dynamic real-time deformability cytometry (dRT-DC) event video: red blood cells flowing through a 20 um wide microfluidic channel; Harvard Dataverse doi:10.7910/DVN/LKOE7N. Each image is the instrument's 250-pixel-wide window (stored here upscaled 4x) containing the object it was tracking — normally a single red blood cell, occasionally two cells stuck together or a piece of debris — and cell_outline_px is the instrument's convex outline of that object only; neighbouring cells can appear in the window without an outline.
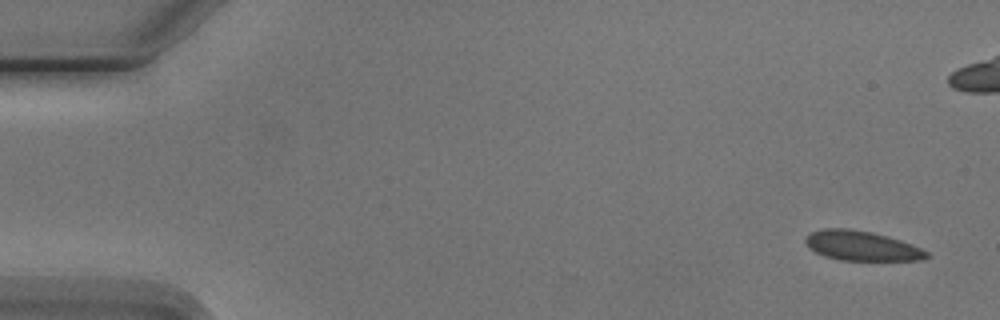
{"species": "Egyptian fruit bat (a non-hibernating species)", "species_latin": "Rousettus aegyptiacus", "temperature_condition": "cold", "stored_images_in_passage": 11, "camera_frame_rate_fps": 3000, "um_per_image_px": 0.085, "animal": {"sex": "male"}, "frame": {"image": 1, "passage_image": 1, "time_ms": 0.0, "image_size_px": [1000, 320], "cell_outline_px": [[928, 256], [924, 260], [840, 260], [824, 256], [808, 248], [804, 240], [804, 236], [812, 232], [824, 228], [848, 228], [872, 232], [900, 240], [912, 244], [928, 252]], "centroid_in_image_um": [73.2, 20.89], "position_along_channel_um": 11.8, "area_um2": 20.98}}
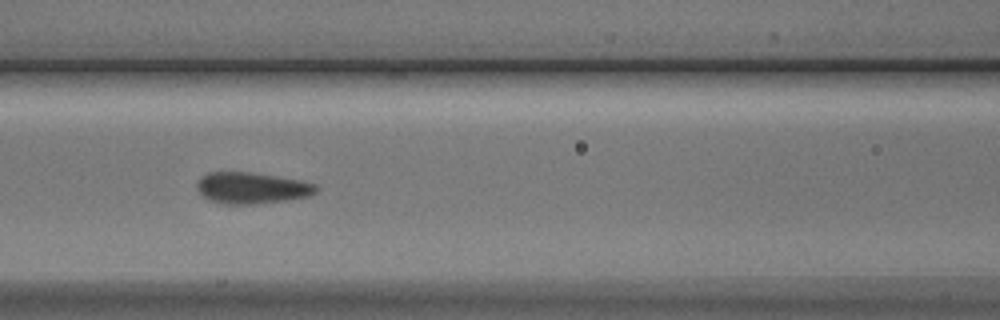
{"frame": {"image": 2, "passage_image": 7, "time_ms": 7.0, "image_size_px": [1000, 320], "cell_outline_px": [[320, 188], [316, 192], [308, 196], [292, 200], [256, 204], [224, 204], [212, 200], [204, 196], [200, 192], [196, 184], [200, 176], [208, 172], [248, 172], [276, 176], [300, 180], [316, 184]], "centroid_in_image_um": [21.44, 15.98], "position_along_channel_um": 145.2, "area_um2": 21.85}}
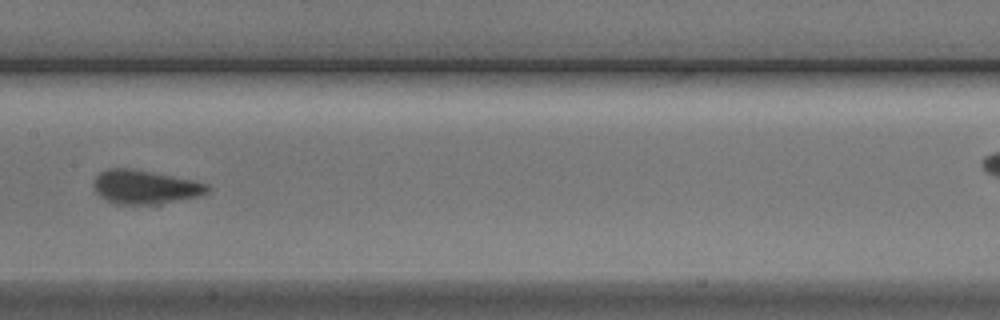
{"frame": {"image": 3, "passage_image": 8, "time_ms": 8.333, "image_size_px": [1000, 320], "cell_outline_px": [[212, 188], [208, 192], [200, 196], [160, 204], [116, 204], [100, 196], [96, 192], [96, 176], [100, 172], [108, 168], [132, 168], [196, 180], [208, 184]], "centroid_in_image_um": [12.41, 15.89], "position_along_channel_um": 195.0, "area_um2": 22.48}}